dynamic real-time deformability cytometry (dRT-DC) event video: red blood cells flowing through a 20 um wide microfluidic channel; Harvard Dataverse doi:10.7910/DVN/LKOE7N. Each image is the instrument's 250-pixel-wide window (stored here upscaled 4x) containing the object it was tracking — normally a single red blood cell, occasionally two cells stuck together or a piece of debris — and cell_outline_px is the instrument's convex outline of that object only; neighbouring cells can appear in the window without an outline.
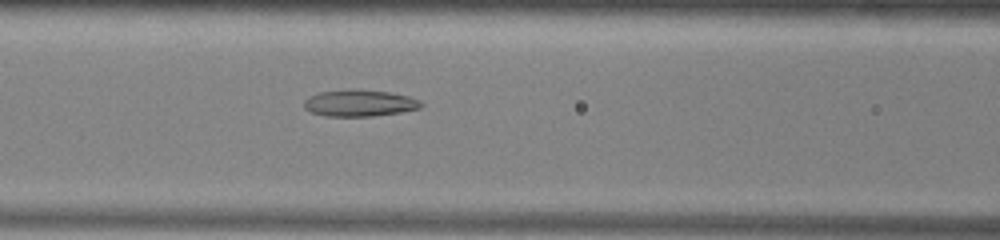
{"species": "common noctule bat (a hibernating species)", "species_latin": "Nyctalus noctula", "temperature_condition": "warm", "stored_images_in_passage": 42, "camera_frame_rate_fps": 3000, "um_per_image_px": 0.085, "animal": {"sex": "male", "body_mass_g": 13.0, "forearm_length_mm": 53.1}, "frame": {"image": 1, "passage_image": 12, "time_ms": 3.667, "image_size_px": [1000, 240], "cell_outline_px": [[424, 104], [420, 108], [400, 112], [372, 116], [324, 116], [312, 112], [304, 108], [304, 100], [308, 96], [320, 92], [348, 88], [356, 88], [388, 92], [408, 96], [420, 100]], "centroid_in_image_um": [30.54, 8.74], "position_along_channel_um": 136.1, "area_um2": 18.38}}
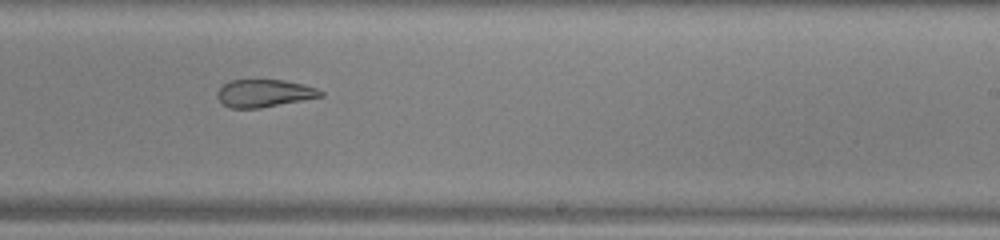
{"frame": {"image": 2, "passage_image": 22, "time_ms": 7.0, "image_size_px": [1000, 240], "cell_outline_px": [[324, 96], [304, 100], [260, 108], [228, 108], [216, 96], [216, 92], [224, 84], [232, 80], [284, 80], [304, 84], [316, 88], [324, 92]], "centroid_in_image_um": [22.48, 7.93], "position_along_channel_um": 266.5, "area_um2": 16.65}}
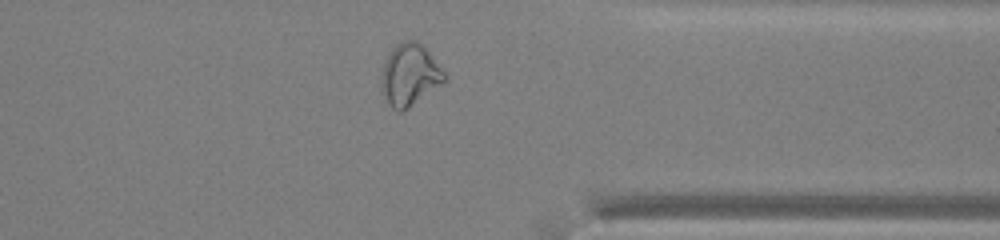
{"frame": {"image": 3, "passage_image": 31, "time_ms": 10.0, "image_size_px": [1000, 240], "cell_outline_px": [[444, 80], [440, 84], [408, 108], [400, 112], [396, 112], [392, 108], [380, 88], [384, 64], [392, 48], [400, 40], [416, 40], [428, 52], [444, 72]], "centroid_in_image_um": [34.78, 6.36], "position_along_channel_um": 376.6, "area_um2": 22.08}, "authors_computed_cell_mechanics": {"area_um2": 20.3745, "velocity_mm_per_s": 3.9266, "shape_relaxation_time_tau1_ms": null, "shape_relaxation_time_tau2_ms": 3.4525, "deformation_change_tau1": null, "deformation_change_tau2": 0.1181}}